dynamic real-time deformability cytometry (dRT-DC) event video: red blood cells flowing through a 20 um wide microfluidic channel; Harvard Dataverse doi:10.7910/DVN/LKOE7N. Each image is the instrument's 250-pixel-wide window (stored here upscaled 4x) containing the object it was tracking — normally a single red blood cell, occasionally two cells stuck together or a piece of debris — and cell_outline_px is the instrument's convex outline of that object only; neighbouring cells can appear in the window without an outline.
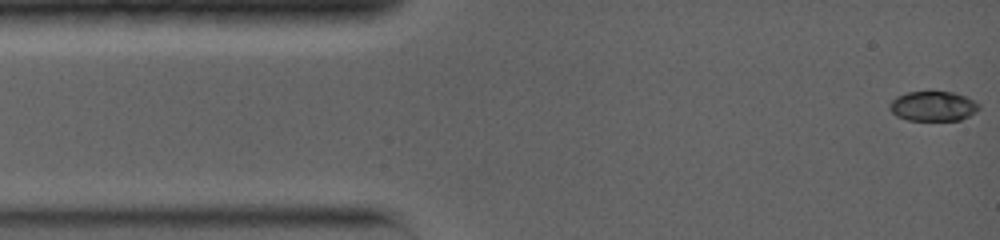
{"species": "common noctule bat (a hibernating species)", "species_latin": "Nyctalus noctula", "temperature_condition": "warm", "stored_images_in_passage": 13, "camera_frame_rate_fps": 5000, "um_per_image_px": 0.085, "animal": {"sex": "female", "body_mass_g": 19.0, "forearm_length_mm": 56.7}, "frame": {"image": 1, "passage_image": 1, "time_ms": 0.0, "image_size_px": [1000, 240], "cell_outline_px": [[980, 108], [976, 112], [960, 120], [908, 120], [896, 116], [888, 108], [888, 104], [896, 96], [908, 92], [928, 88], [952, 92], [964, 96], [980, 104]], "centroid_in_image_um": [79.27, 8.98], "position_along_channel_um": 5.7, "area_um2": 16.13}}
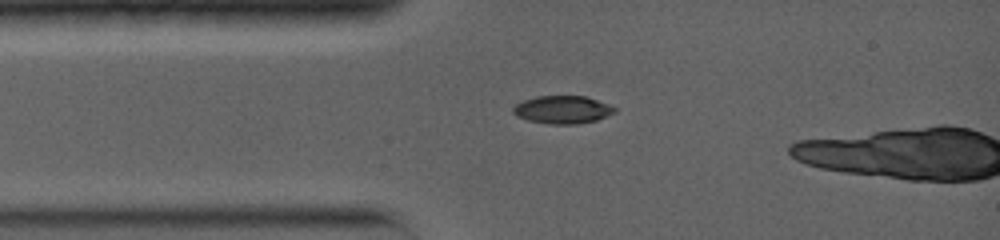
{"frame": {"image": 2, "passage_image": 7, "time_ms": 2.6, "image_size_px": [1000, 240], "cell_outline_px": [[616, 112], [596, 120], [576, 124], [548, 124], [528, 120], [516, 116], [512, 112], [512, 108], [516, 104], [524, 100], [536, 96], [584, 96], [608, 104], [616, 108]], "centroid_in_image_um": [47.79, 9.32], "position_along_channel_um": 37.2, "area_um2": 16.42}}
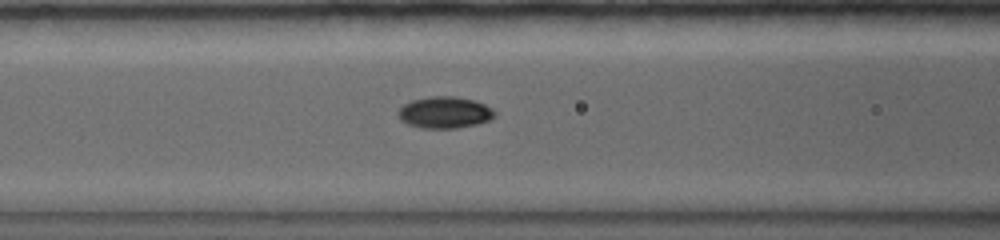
{"frame": {"image": 3, "passage_image": 12, "time_ms": 5.0, "image_size_px": [1000, 240], "cell_outline_px": [[496, 116], [488, 120], [476, 124], [456, 128], [420, 128], [408, 124], [400, 120], [396, 112], [404, 104], [412, 100], [428, 96], [452, 96], [472, 100], [484, 104], [492, 108], [496, 112]], "centroid_in_image_um": [37.77, 9.56], "position_along_channel_um": 128.8, "area_um2": 17.8}}